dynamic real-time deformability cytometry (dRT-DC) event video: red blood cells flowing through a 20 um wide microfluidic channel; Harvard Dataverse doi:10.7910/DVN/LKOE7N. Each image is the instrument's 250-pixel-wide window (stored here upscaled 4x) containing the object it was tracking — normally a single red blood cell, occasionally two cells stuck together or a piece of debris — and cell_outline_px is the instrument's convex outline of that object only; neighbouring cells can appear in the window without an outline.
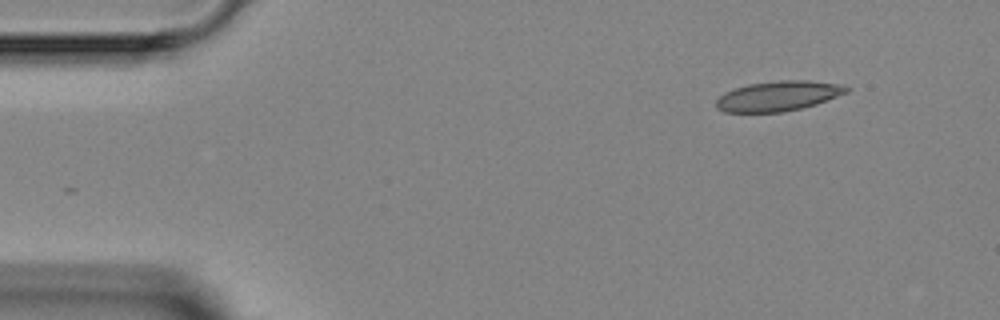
{"species": "Egyptian fruit bat (a non-hibernating species)", "species_latin": "Rousettus aegyptiacus", "temperature_condition": "room temperature", "stored_images_in_passage": 2, "camera_frame_rate_fps": 3000, "um_per_image_px": 0.085, "animal": {"sex": "female"}, "frame": {"image": 1, "passage_image": 2, "time_ms": 1.333, "image_size_px": [1000, 320], "cell_outline_px": [[848, 92], [816, 104], [800, 108], [780, 112], [724, 112], [716, 108], [716, 100], [724, 92], [748, 84], [776, 80], [808, 80], [840, 84], [848, 88]], "centroid_in_image_um": [66.12, 8.15], "position_along_channel_um": 18.9, "area_um2": 22.66}}